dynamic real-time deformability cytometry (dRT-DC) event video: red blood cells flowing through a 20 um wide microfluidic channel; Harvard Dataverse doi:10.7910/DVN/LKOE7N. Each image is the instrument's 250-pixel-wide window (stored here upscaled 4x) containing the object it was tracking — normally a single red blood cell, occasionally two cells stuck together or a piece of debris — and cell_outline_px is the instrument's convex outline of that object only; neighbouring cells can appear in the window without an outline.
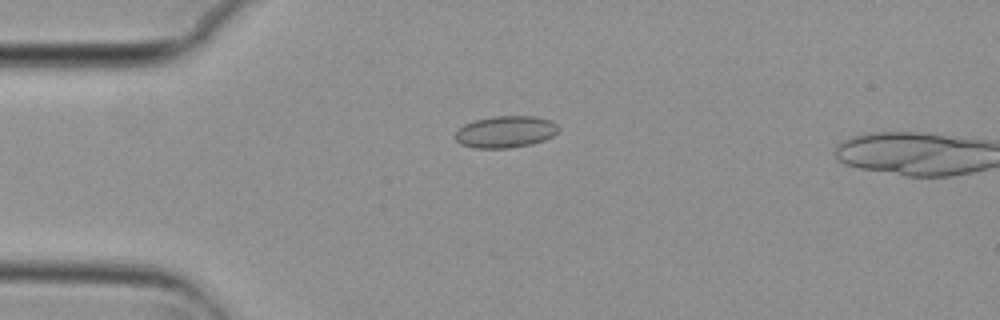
{"species": "common noctule bat (a hibernating species)", "species_latin": "Nyctalus noctula", "temperature_condition": "cold", "stored_images_in_passage": 16, "camera_frame_rate_fps": 3000, "um_per_image_px": 0.085, "animal": {"sex": "female", "body_mass_g": 29.2, "forearm_length_mm": 56.3}, "frame": {"image": 1, "passage_image": 14, "time_ms": 4.333, "image_size_px": [1000, 320], "cell_outline_px": [[560, 128], [552, 136], [544, 140], [532, 144], [508, 148], [476, 148], [460, 144], [456, 140], [456, 132], [464, 124], [476, 120], [492, 116], [536, 116], [552, 120]], "centroid_in_image_um": [42.99, 11.2], "position_along_channel_um": 42.0, "area_um2": 19.13}}